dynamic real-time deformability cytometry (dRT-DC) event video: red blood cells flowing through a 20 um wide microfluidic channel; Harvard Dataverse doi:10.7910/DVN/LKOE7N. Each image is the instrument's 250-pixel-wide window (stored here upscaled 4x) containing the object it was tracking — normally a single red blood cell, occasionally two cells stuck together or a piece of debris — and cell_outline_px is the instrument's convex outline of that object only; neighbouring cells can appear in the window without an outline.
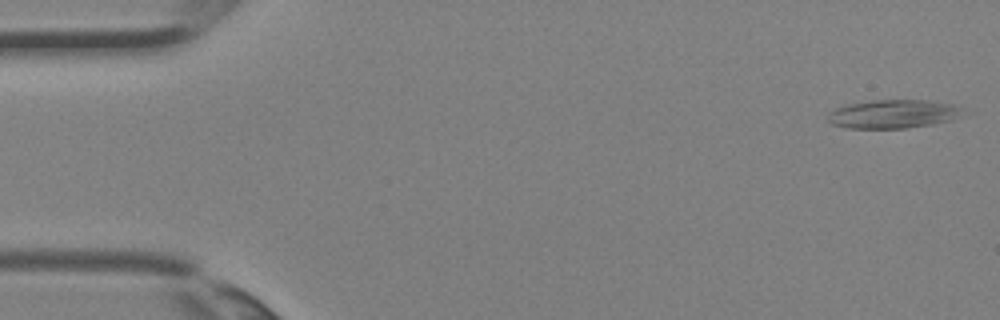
{"species": "Egyptian fruit bat (a non-hibernating species)", "species_latin": "Rousettus aegyptiacus", "temperature_condition": "room temperature", "stored_images_in_passage": 4, "camera_frame_rate_fps": 3000, "um_per_image_px": 0.085, "animal": {"sex": "female"}, "frame": {"image": 1, "passage_image": 1, "time_ms": 0.0, "image_size_px": [1000, 320], "cell_outline_px": [[972, 112], [952, 120], [932, 124], [908, 128], [848, 128], [832, 124], [828, 120], [828, 112], [836, 108], [848, 104], [872, 100], [928, 100], [952, 104], [964, 108]], "centroid_in_image_um": [76.02, 9.68], "position_along_channel_um": 9.0, "area_um2": 22.89}}
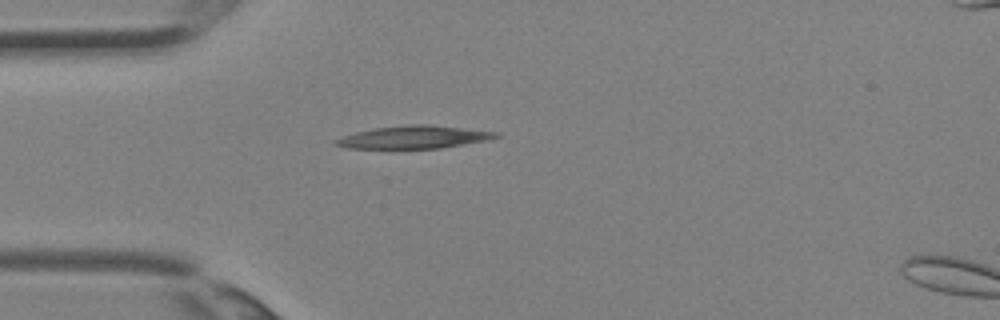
{"frame": {"image": 2, "passage_image": 3, "time_ms": 0.667, "image_size_px": [1000, 320], "cell_outline_px": [[500, 136], [488, 140], [440, 148], [348, 148], [332, 144], [332, 140], [356, 132], [376, 128], [408, 124], [428, 124], [500, 132]], "centroid_in_image_um": [35.19, 11.65], "position_along_channel_um": 49.8, "area_um2": 21.15}}